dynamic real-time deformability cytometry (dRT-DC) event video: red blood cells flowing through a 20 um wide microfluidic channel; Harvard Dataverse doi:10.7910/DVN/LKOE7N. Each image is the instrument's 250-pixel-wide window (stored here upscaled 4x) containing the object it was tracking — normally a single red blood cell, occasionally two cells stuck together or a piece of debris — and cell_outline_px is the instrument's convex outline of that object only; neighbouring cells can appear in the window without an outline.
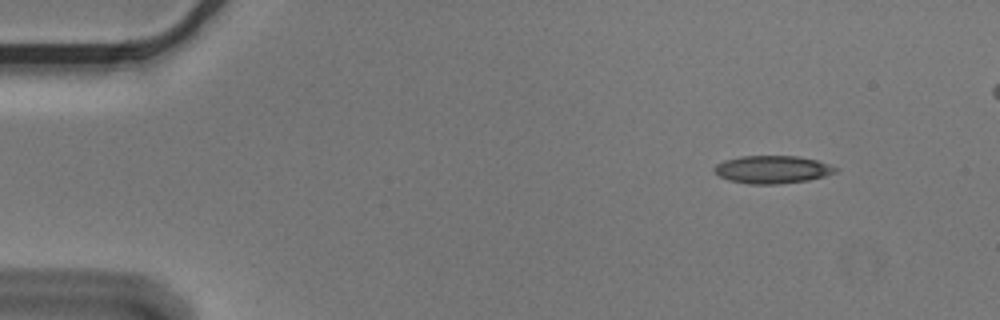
{"species": "Egyptian fruit bat (a non-hibernating species)", "species_latin": "Rousettus aegyptiacus", "temperature_condition": "cold", "stored_images_in_passage": 5, "camera_frame_rate_fps": 3000, "um_per_image_px": 0.085, "animal": {"sex": "male"}, "frame": {"image": 1, "passage_image": 1, "time_ms": 0.0, "image_size_px": [1000, 320], "cell_outline_px": [[840, 168], [836, 172], [824, 176], [808, 180], [780, 184], [748, 184], [728, 180], [720, 176], [712, 168], [716, 164], [724, 160], [740, 156], [796, 156], [816, 160]], "centroid_in_image_um": [65.64, 14.41], "position_along_channel_um": 19.4, "area_um2": 19.65}}